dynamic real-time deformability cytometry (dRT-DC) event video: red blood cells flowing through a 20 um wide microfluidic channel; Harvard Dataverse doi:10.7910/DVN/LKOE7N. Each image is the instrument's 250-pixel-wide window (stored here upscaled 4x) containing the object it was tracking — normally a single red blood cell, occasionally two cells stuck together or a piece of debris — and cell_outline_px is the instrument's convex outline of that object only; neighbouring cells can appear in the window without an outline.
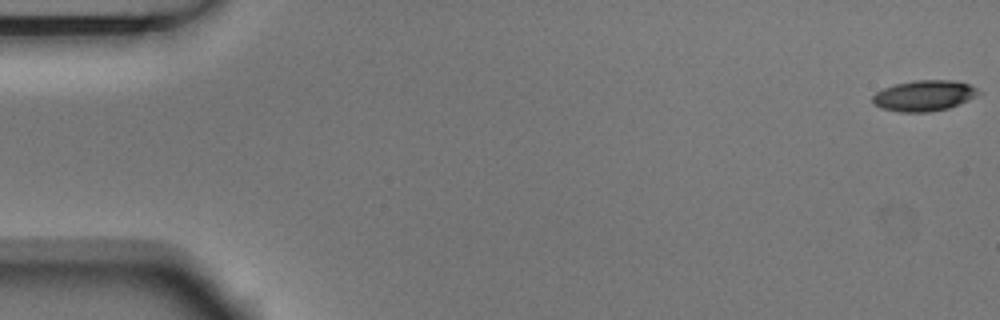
{"species": "Egyptian fruit bat (a non-hibernating species)", "species_latin": "Rousettus aegyptiacus", "temperature_condition": "room temperature", "stored_images_in_passage": 6, "camera_frame_rate_fps": 3000, "um_per_image_px": 0.085, "animal": {"sex": "male"}, "frame": {"image": 1, "passage_image": 1, "time_ms": 0.0, "image_size_px": [1000, 320], "cell_outline_px": [[984, 92], [968, 100], [948, 108], [928, 112], [900, 112], [880, 108], [872, 104], [872, 96], [876, 92], [884, 88], [896, 84], [912, 80], [952, 80], [968, 84]], "centroid_in_image_um": [78.53, 8.13], "position_along_channel_um": 6.5, "area_um2": 19.07}}
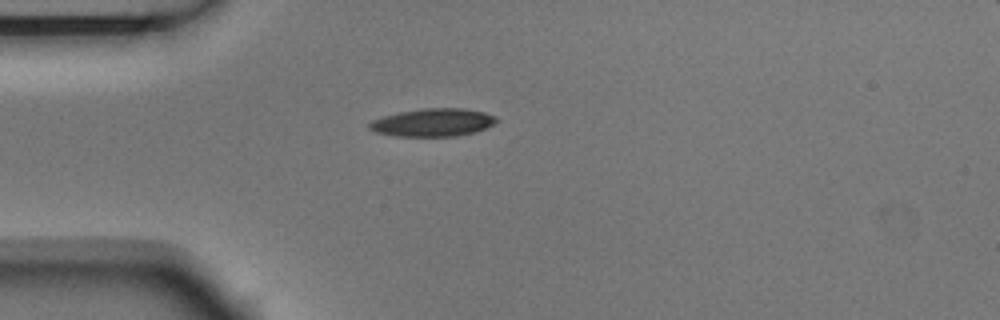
{"frame": {"image": 2, "passage_image": 5, "time_ms": 1.333, "image_size_px": [1000, 320], "cell_outline_px": [[500, 120], [476, 132], [456, 136], [396, 136], [376, 132], [368, 128], [368, 124], [372, 120], [384, 116], [400, 112], [424, 108], [464, 108], [484, 112], [496, 116]], "centroid_in_image_um": [36.81, 10.41], "position_along_channel_um": 48.2, "area_um2": 20.63}}